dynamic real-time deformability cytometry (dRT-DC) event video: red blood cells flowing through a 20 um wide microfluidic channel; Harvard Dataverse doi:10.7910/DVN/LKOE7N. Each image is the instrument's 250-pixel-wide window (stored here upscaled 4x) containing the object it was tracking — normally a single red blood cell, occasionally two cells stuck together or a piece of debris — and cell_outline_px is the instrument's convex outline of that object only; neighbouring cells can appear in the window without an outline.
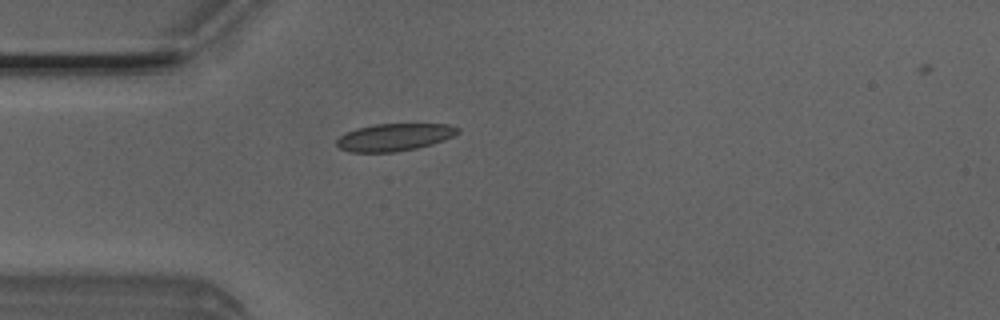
{"species": "Egyptian fruit bat (a non-hibernating species)", "species_latin": "Rousettus aegyptiacus", "temperature_condition": "room temperature", "stored_images_in_passage": 38, "camera_frame_rate_fps": 3000, "um_per_image_px": 0.085, "animal": {"sex": "male"}, "frame": {"image": 1, "passage_image": 1, "time_ms": 0.0, "image_size_px": [1000, 320], "cell_outline_px": [[460, 132], [444, 140], [432, 144], [416, 148], [396, 152], [348, 152], [340, 148], [336, 144], [336, 140], [344, 132], [356, 128], [372, 124], [448, 124], [460, 128]], "centroid_in_image_um": [33.49, 11.66], "position_along_channel_um": 51.5, "area_um2": 19.48}}
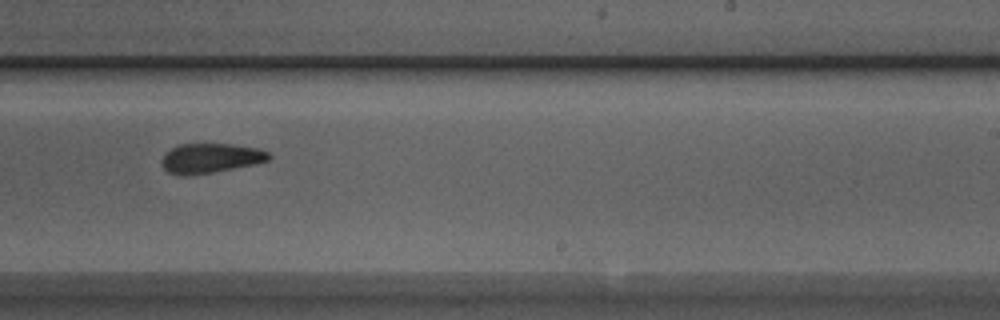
{"frame": {"image": 2, "passage_image": 18, "time_ms": 5.667, "image_size_px": [1000, 320], "cell_outline_px": [[272, 156], [268, 160], [256, 164], [212, 172], [168, 172], [164, 168], [160, 160], [164, 152], [180, 144], [232, 144], [260, 148], [268, 152]], "centroid_in_image_um": [17.96, 13.39], "position_along_channel_um": 271.0, "area_um2": 17.98}}
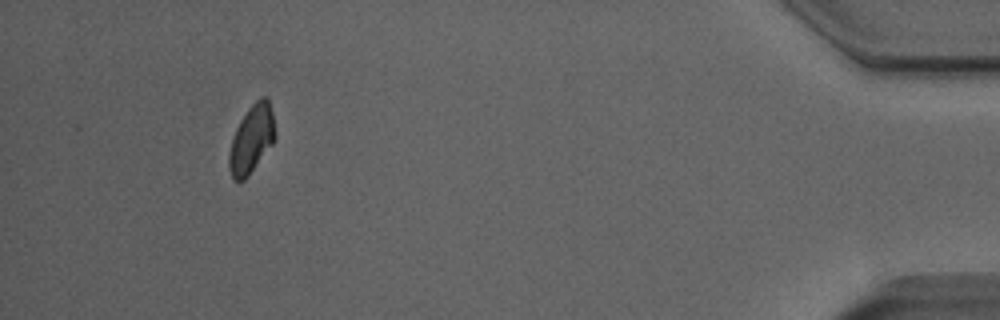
{"frame": {"image": 3, "passage_image": 34, "time_ms": 11.0, "image_size_px": [1000, 320], "cell_outline_px": [[276, 136], [272, 144], [248, 176], [244, 180], [232, 180], [228, 168], [228, 152], [236, 128], [240, 120], [248, 108], [260, 96], [268, 96], [272, 112], [276, 132]], "centroid_in_image_um": [21.38, 11.81], "position_along_channel_um": 413.8, "area_um2": 18.38}, "authors_computed_cell_mechanics": {"area_um2": 18.9006, "velocity_mm_per_s": 4.0132, "shape_relaxation_time_tau1_ms": null, "shape_relaxation_time_tau2_ms": 4.9025, "deformation_change_tau1": null, "deformation_change_tau2": 0.0618}}